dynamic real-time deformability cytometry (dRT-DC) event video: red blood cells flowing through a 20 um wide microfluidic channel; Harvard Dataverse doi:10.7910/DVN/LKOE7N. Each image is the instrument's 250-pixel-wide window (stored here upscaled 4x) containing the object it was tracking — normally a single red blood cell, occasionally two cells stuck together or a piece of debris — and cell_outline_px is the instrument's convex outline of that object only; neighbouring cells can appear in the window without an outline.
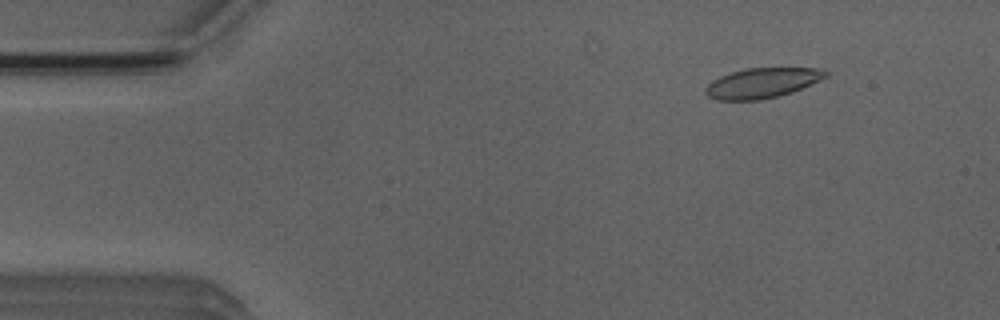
{"species": "Egyptian fruit bat (a non-hibernating species)", "species_latin": "Rousettus aegyptiacus", "temperature_condition": "room temperature", "stored_images_in_passage": 52, "camera_frame_rate_fps": 3000, "um_per_image_px": 0.085, "animal": {"sex": "male"}, "frame": {"image": 1, "passage_image": 6, "time_ms": 1.667, "image_size_px": [1000, 320], "cell_outline_px": [[828, 76], [812, 84], [792, 92], [760, 100], [716, 100], [708, 96], [704, 92], [704, 88], [712, 80], [720, 76], [732, 72], [748, 68], [828, 68]], "centroid_in_image_um": [64.8, 7.05], "position_along_channel_um": 20.2, "area_um2": 21.15}}
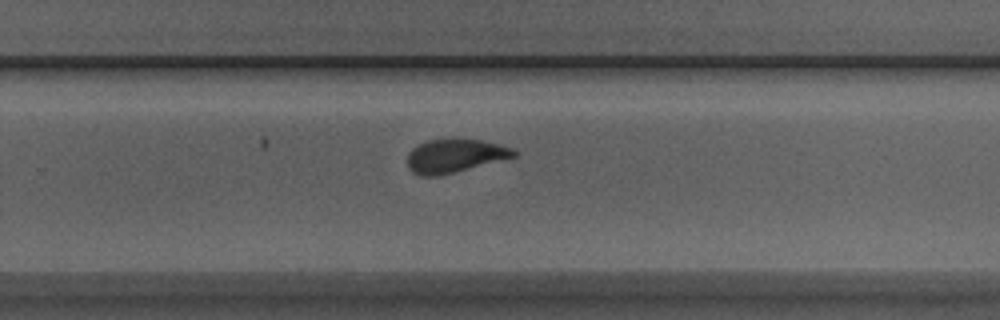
{"frame": {"image": 2, "passage_image": 33, "time_ms": 10.667, "image_size_px": [1000, 320], "cell_outline_px": [[516, 156], [436, 176], [420, 176], [412, 172], [408, 168], [408, 152], [412, 148], [428, 140], [452, 136], [480, 140], [500, 144], [512, 148], [516, 152]], "centroid_in_image_um": [38.61, 13.2], "position_along_channel_um": 291.2, "area_um2": 20.92}}
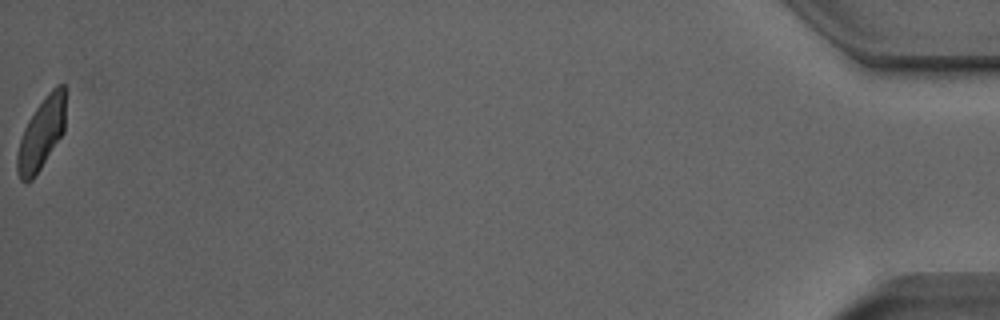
{"frame": {"image": 3, "passage_image": 52, "time_ms": 17.0, "image_size_px": [1000, 320], "cell_outline_px": [[64, 132], [32, 180], [28, 184], [24, 184], [20, 180], [16, 172], [16, 156], [20, 140], [24, 128], [28, 120], [36, 108], [48, 92], [56, 84], [64, 84]], "centroid_in_image_um": [3.48, 11.41], "position_along_channel_um": 431.7, "area_um2": 20.06}, "authors_computed_cell_mechanics": {"area_um2": 21.2704, "velocity_mm_per_s": 3.9163, "shape_relaxation_time_tau1_ms": 4.4408, "shape_relaxation_time_tau2_ms": 1.0202, "deformation_change_tau1": 0.1578, "deformation_change_tau2": 0.0674}}